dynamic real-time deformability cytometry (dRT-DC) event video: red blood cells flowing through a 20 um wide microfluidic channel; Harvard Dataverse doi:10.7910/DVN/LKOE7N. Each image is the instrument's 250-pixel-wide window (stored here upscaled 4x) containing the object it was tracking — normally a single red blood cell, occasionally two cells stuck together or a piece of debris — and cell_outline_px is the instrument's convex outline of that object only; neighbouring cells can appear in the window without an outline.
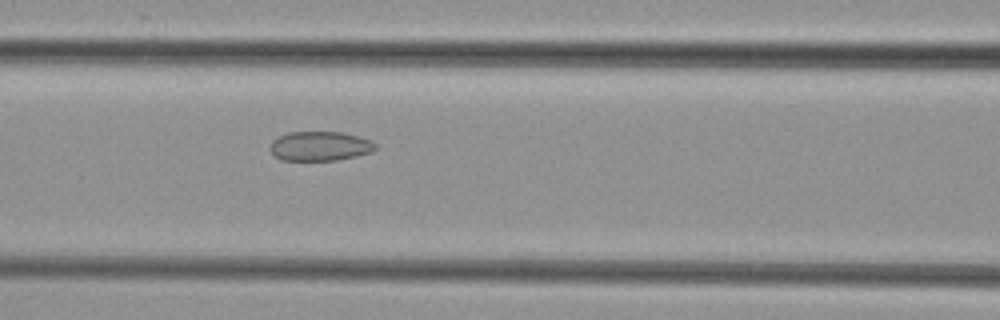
{"species": "common noctule bat (a hibernating species)", "species_latin": "Nyctalus noctula", "temperature_condition": "cold", "stored_images_in_passage": 4, "camera_frame_rate_fps": 3000, "um_per_image_px": 0.085, "animal": {"sex": "female", "body_mass_g": 29.2, "forearm_length_mm": 56.3}, "frame": {"image": 1, "passage_image": 4, "time_ms": 3.667, "image_size_px": [1000, 320], "cell_outline_px": [[376, 148], [372, 152], [356, 156], [336, 160], [280, 160], [272, 152], [272, 140], [288, 132], [344, 132], [360, 136], [372, 140], [376, 144]], "centroid_in_image_um": [27.25, 12.41], "position_along_channel_um": 139.3, "area_um2": 18.03}}